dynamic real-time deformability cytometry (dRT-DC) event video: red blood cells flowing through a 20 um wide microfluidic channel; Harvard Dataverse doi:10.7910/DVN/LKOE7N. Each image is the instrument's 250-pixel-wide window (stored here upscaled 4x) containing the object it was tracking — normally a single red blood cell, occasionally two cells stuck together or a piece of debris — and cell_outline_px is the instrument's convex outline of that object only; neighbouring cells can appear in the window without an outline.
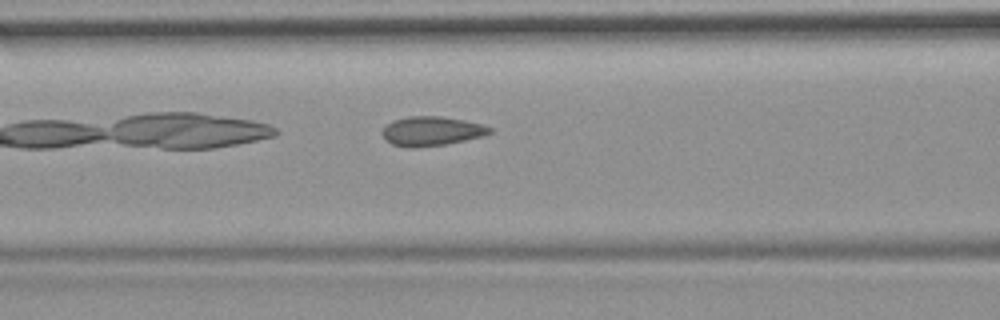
{"species": "common noctule bat (a hibernating species)", "species_latin": "Nyctalus noctula", "temperature_condition": "room temperature", "stored_images_in_passage": 36, "camera_frame_rate_fps": 3000, "um_per_image_px": 0.085, "animal": {"sex": "female", "body_mass_g": 19.9}, "frame": {"image": 1, "passage_image": 6, "time_ms": 1.667, "image_size_px": [1000, 320], "cell_outline_px": [[492, 132], [484, 136], [444, 144], [412, 148], [408, 148], [392, 144], [384, 140], [380, 132], [388, 124], [396, 120], [408, 116], [440, 116], [464, 120], [484, 124], [492, 128]], "centroid_in_image_um": [36.68, 11.15], "position_along_channel_um": 129.9, "area_um2": 18.38}}
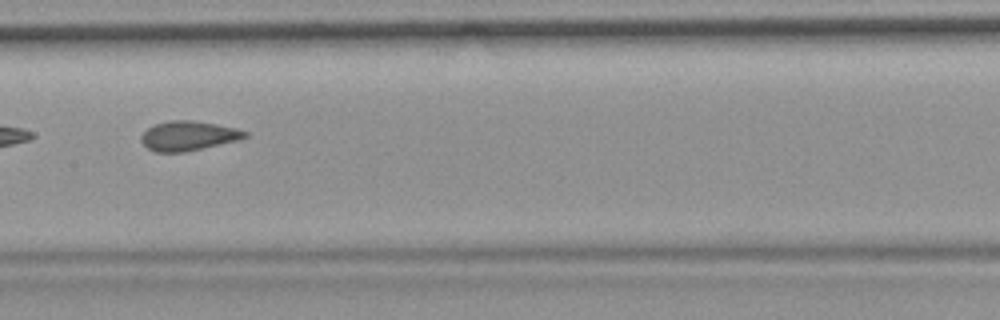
{"frame": {"image": 2, "passage_image": 11, "time_ms": 3.333, "image_size_px": [1000, 320], "cell_outline_px": [[248, 136], [240, 140], [184, 152], [156, 152], [148, 148], [140, 140], [140, 136], [148, 128], [156, 124], [168, 120], [192, 120], [216, 124], [236, 128], [248, 132]], "centroid_in_image_um": [16.02, 11.54], "position_along_channel_um": 191.4, "area_um2": 17.86}, "authors_computed_cell_mechanics": {"area_um2": 18.207, "velocity_mm_per_s": 3.6997, "shape_relaxation_time_tau1_ms": null, "shape_relaxation_time_tau2_ms": 1.5599, "deformation_change_tau1": null, "deformation_change_tau2": 0.0731}}